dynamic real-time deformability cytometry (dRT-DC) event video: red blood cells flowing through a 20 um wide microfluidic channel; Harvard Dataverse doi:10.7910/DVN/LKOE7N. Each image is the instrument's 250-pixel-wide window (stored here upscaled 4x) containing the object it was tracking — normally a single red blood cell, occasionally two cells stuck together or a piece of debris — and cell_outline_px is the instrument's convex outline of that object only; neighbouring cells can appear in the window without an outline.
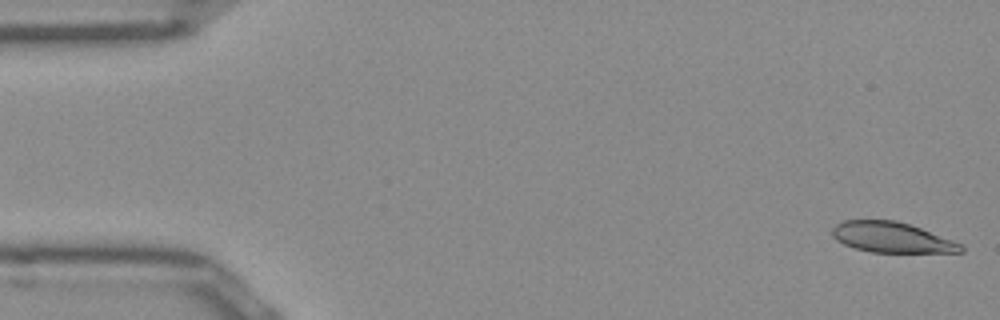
{"species": "Egyptian fruit bat (a non-hibernating species)", "species_latin": "Rousettus aegyptiacus", "temperature_condition": "room temperature", "stored_images_in_passage": 50, "camera_frame_rate_fps": 3000, "um_per_image_px": 0.085, "frame": {"image": 1, "passage_image": 1, "time_ms": 0.0, "image_size_px": [1000, 320], "cell_outline_px": [[964, 252], [872, 252], [856, 248], [844, 244], [836, 240], [832, 236], [832, 228], [836, 224], [844, 220], [896, 220], [920, 228], [952, 240], [960, 244], [964, 248]], "centroid_in_image_um": [75.76, 20.17], "position_along_channel_um": 9.2, "area_um2": 22.54}}
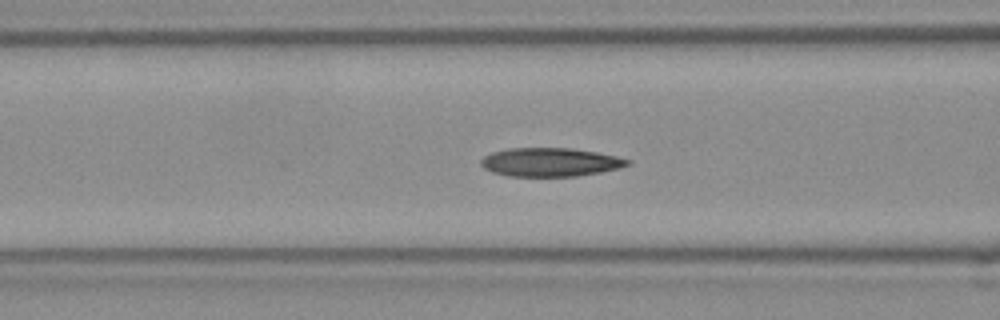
{"frame": {"image": 2, "passage_image": 19, "time_ms": 6.0, "image_size_px": [1000, 320], "cell_outline_px": [[632, 164], [620, 168], [600, 172], [576, 176], [508, 176], [492, 172], [484, 168], [480, 164], [480, 160], [484, 156], [492, 152], [508, 148], [572, 148], [596, 152], [616, 156], [632, 160]], "centroid_in_image_um": [46.78, 13.78], "position_along_channel_um": 119.8, "area_um2": 24.57}}
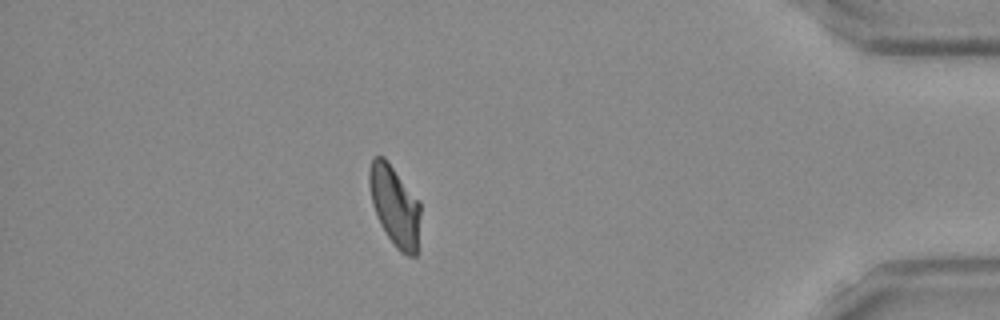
{"frame": {"image": 3, "passage_image": 44, "time_ms": 14.333, "image_size_px": [1000, 320], "cell_outline_px": [[420, 212], [416, 256], [408, 256], [400, 252], [396, 248], [380, 224], [376, 216], [372, 204], [368, 184], [368, 172], [372, 156], [384, 156], [420, 204]], "centroid_in_image_um": [33.51, 17.49], "position_along_channel_um": 401.7, "area_um2": 23.7}, "authors_computed_cell_mechanics": {"area_um2": 24.2182, "velocity_mm_per_s": 3.941, "shape_relaxation_time_tau1_ms": 8.0623, "shape_relaxation_time_tau2_ms": 3.2467, "deformation_change_tau1": 0.206, "deformation_change_tau2": 0.0868}}